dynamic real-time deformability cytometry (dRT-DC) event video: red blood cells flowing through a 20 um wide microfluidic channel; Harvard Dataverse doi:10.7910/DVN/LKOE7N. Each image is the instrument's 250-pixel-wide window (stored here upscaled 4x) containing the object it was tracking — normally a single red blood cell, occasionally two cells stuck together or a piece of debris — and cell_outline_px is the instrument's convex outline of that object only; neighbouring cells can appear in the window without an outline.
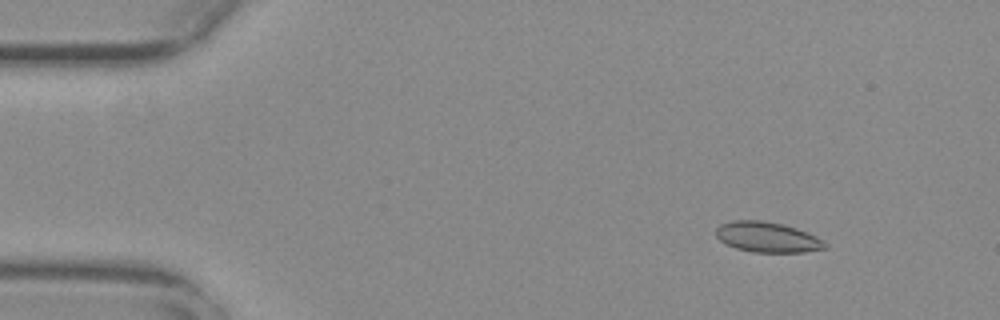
{"species": "common noctule bat (a hibernating species)", "species_latin": "Nyctalus noctula", "temperature_condition": "warm", "stored_images_in_passage": 15, "camera_frame_rate_fps": 3000, "um_per_image_px": 0.085, "animal": {"sex": "female", "body_mass_g": 29.2, "forearm_length_mm": 56.3}, "frame": {"image": 1, "passage_image": 7, "time_ms": 2.0, "image_size_px": [1000, 320], "cell_outline_px": [[828, 248], [804, 252], [752, 252], [736, 248], [720, 240], [716, 236], [716, 228], [720, 224], [732, 220], [764, 220], [784, 224], [796, 228], [816, 236], [824, 240], [828, 244]], "centroid_in_image_um": [65.25, 20.15], "position_along_channel_um": 19.8, "area_um2": 19.42}}